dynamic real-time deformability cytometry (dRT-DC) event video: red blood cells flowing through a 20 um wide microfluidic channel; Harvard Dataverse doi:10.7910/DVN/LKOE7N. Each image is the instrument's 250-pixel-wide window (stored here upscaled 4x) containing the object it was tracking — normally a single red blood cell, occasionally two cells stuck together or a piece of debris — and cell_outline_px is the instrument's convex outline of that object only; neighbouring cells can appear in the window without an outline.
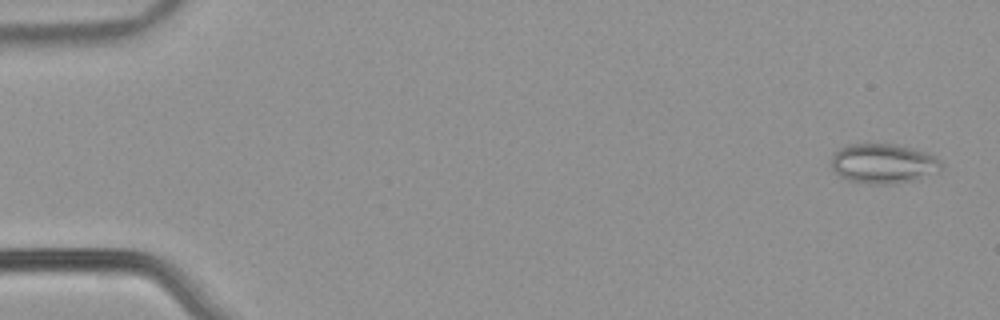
{"species": "common noctule bat (a hibernating species)", "species_latin": "Nyctalus noctula", "temperature_condition": "warm", "stored_images_in_passage": 53, "camera_frame_rate_fps": 3000, "um_per_image_px": 0.085, "animal": {"sex": "male", "body_mass_g": 21.5, "forearm_length_mm": 52.0}, "frame": {"image": 1, "passage_image": 2, "time_ms": 0.333, "image_size_px": [1000, 320], "cell_outline_px": [[944, 168], [908, 180], [876, 184], [848, 180], [840, 176], [832, 168], [832, 156], [840, 148], [848, 144], [896, 144], [912, 148], [924, 152], [940, 160], [944, 164]], "centroid_in_image_um": [75.03, 13.86], "position_along_channel_um": 10.0, "area_um2": 24.62}}
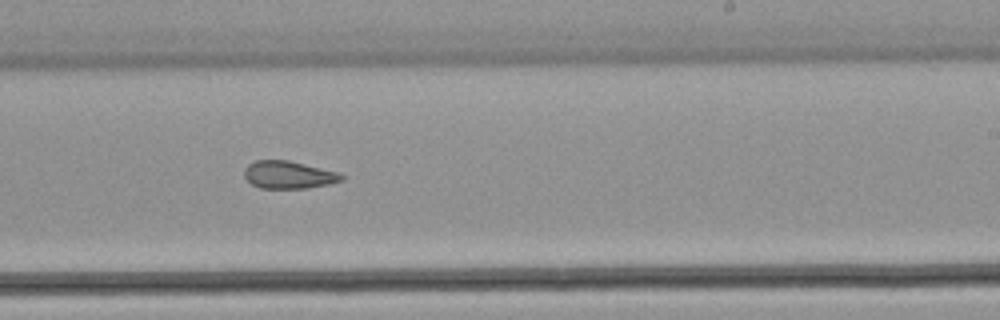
{"frame": {"image": 2, "passage_image": 33, "time_ms": 10.667, "image_size_px": [1000, 320], "cell_outline_px": [[344, 180], [328, 184], [308, 188], [260, 188], [252, 184], [244, 176], [244, 168], [248, 164], [256, 160], [288, 160], [340, 172], [344, 176]], "centroid_in_image_um": [24.55, 14.85], "position_along_channel_um": 264.5, "area_um2": 15.72}}
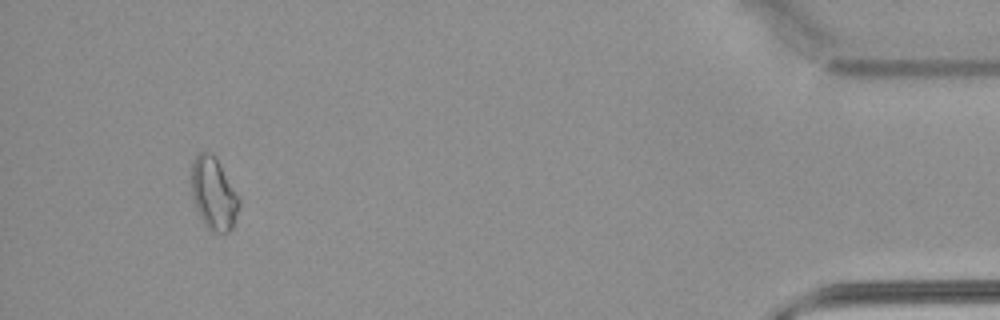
{"frame": {"image": 3, "passage_image": 50, "time_ms": 16.333, "image_size_px": [1000, 320], "cell_outline_px": [[240, 208], [232, 228], [228, 232], [216, 232], [208, 228], [204, 224], [196, 208], [192, 196], [188, 180], [192, 164], [196, 156], [200, 152], [212, 152], [240, 196]], "centroid_in_image_um": [18.15, 16.44], "position_along_channel_um": 417.1, "area_um2": 20.52}, "authors_computed_cell_mechanics": {"area_um2": 18.3226, "velocity_mm_per_s": 3.8973, "shape_relaxation_time_tau1_ms": null, "shape_relaxation_time_tau2_ms": 2.2176, "deformation_change_tau1": null, "deformation_change_tau2": 0.0854}}